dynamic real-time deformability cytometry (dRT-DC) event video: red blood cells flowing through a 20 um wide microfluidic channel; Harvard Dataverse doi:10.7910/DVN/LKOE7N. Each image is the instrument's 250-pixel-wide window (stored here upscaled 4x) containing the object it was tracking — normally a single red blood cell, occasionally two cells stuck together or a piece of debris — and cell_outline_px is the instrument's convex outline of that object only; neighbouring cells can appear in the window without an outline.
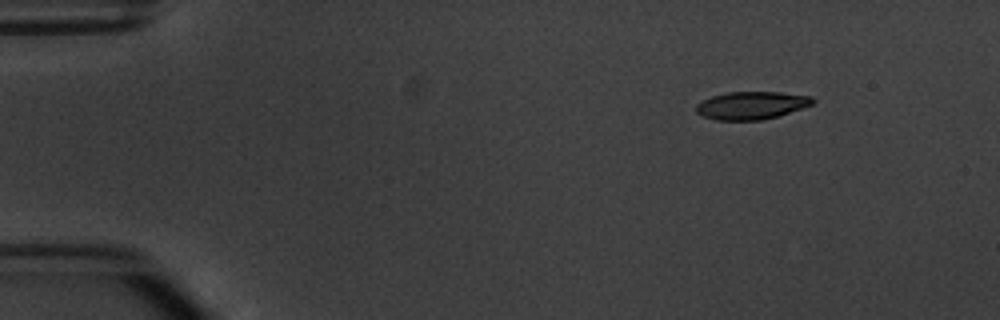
{"species": "common noctule bat (a hibernating species)", "species_latin": "Nyctalus noctula", "temperature_condition": "warm", "stored_images_in_passage": 7, "camera_frame_rate_fps": 3000, "um_per_image_px": 0.085, "animal": {"sex": "male", "body_mass_g": 20.1, "forearm_length_mm": 53.5}, "frame": {"image": 1, "passage_image": 1, "time_ms": 0.0, "image_size_px": [1000, 320], "cell_outline_px": [[816, 100], [812, 104], [776, 116], [760, 120], [716, 120], [704, 116], [696, 112], [696, 104], [712, 96], [728, 92], [780, 92], [812, 96]], "centroid_in_image_um": [63.86, 8.95], "position_along_channel_um": 21.1, "area_um2": 18.61}}
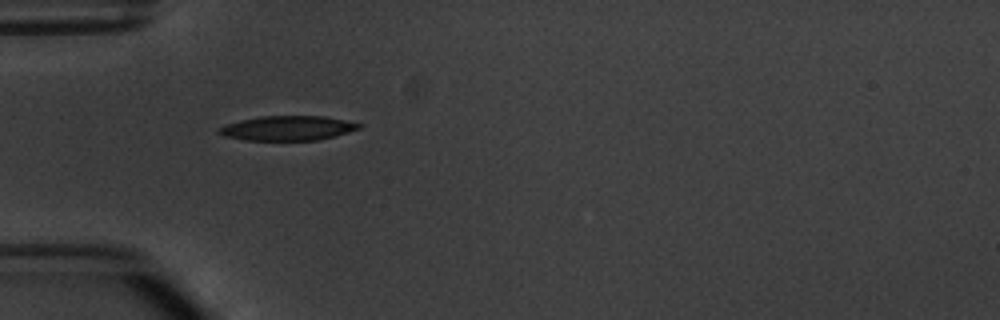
{"frame": {"image": 2, "passage_image": 4, "time_ms": 3.333, "image_size_px": [1000, 320], "cell_outline_px": [[364, 124], [360, 128], [348, 132], [316, 140], [244, 140], [224, 136], [216, 132], [216, 128], [240, 120], [260, 116], [324, 116]], "centroid_in_image_um": [24.41, 10.89], "position_along_channel_um": 60.6, "area_um2": 20.0}}
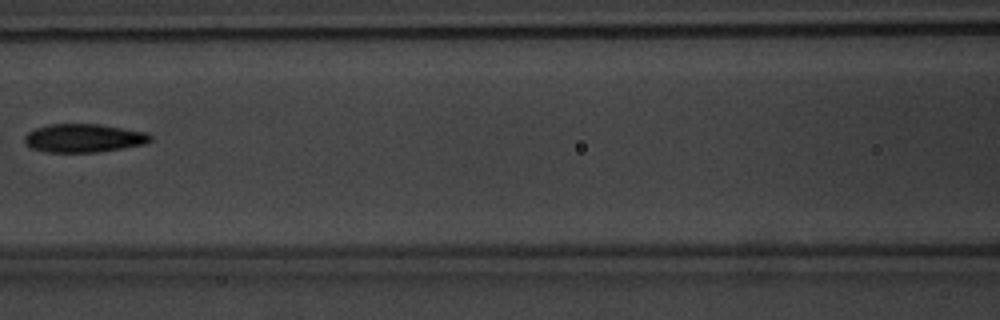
{"frame": {"image": 3, "passage_image": 6, "time_ms": 6.0, "image_size_px": [1000, 320], "cell_outline_px": [[152, 140], [148, 144], [124, 148], [96, 152], [48, 152], [32, 148], [24, 144], [24, 136], [28, 132], [36, 128], [48, 124], [100, 124], [148, 132], [152, 136]], "centroid_in_image_um": [7.16, 11.73], "position_along_channel_um": 159.4, "area_um2": 21.1}}